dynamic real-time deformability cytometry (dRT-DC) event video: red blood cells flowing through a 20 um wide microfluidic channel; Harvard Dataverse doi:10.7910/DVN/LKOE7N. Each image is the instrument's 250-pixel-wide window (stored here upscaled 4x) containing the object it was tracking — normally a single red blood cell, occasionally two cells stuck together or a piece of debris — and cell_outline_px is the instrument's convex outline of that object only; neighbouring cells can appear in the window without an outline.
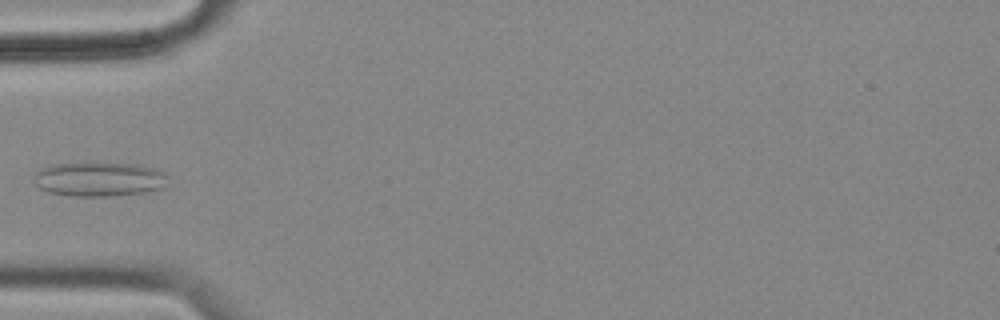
{"species": "common noctule bat (a hibernating species)", "species_latin": "Nyctalus noctula", "temperature_condition": "cold", "stored_images_in_passage": 15, "camera_frame_rate_fps": 3000, "um_per_image_px": 0.085, "animal": {"sex": "female", "body_mass_g": 18.4}, "frame": {"image": 1, "passage_image": 1, "time_ms": 0.0, "image_size_px": [1000, 320], "cell_outline_px": [[164, 188], [148, 192], [108, 196], [68, 196], [48, 192], [40, 188], [32, 180], [36, 172], [40, 168], [52, 164], [136, 164], [156, 168], [164, 172]], "centroid_in_image_um": [8.39, 15.25], "position_along_channel_um": 76.6, "area_um2": 26.59}}